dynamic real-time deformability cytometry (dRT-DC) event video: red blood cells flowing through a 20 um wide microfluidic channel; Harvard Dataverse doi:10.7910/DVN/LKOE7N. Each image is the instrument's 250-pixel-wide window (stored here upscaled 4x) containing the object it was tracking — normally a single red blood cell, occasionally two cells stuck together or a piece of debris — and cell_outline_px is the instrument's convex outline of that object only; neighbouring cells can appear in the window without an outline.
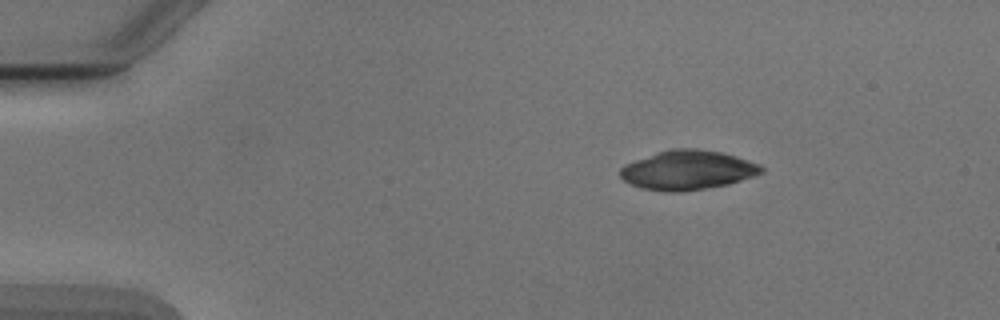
{"species": "Egyptian fruit bat (a non-hibernating species)", "species_latin": "Rousettus aegyptiacus", "temperature_condition": "cold", "stored_images_in_passage": 5, "camera_frame_rate_fps": 3000, "um_per_image_px": 0.085, "animal": {"sex": "male"}, "frame": {"image": 1, "passage_image": 2, "time_ms": 1.0, "image_size_px": [1000, 320], "cell_outline_px": [[764, 172], [728, 184], [684, 192], [664, 192], [640, 188], [624, 180], [620, 176], [620, 168], [624, 164], [656, 152], [672, 148], [696, 148], [720, 152], [736, 156], [760, 164], [764, 168]], "centroid_in_image_um": [58.43, 14.46], "position_along_channel_um": 26.6, "area_um2": 32.48}}